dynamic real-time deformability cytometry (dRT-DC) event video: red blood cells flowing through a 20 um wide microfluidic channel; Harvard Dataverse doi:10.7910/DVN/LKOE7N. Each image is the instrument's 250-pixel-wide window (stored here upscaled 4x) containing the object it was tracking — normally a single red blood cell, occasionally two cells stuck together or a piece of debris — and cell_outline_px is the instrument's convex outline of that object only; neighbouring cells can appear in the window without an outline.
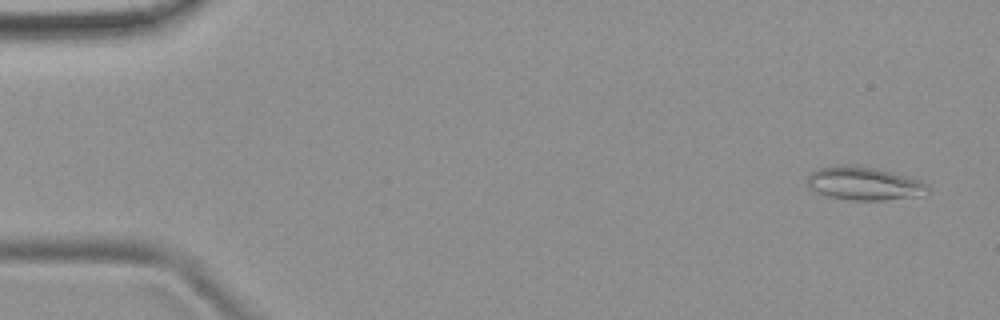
{"species": "common noctule bat (a hibernating species)", "species_latin": "Nyctalus noctula", "temperature_condition": "room temperature", "stored_images_in_passage": 51, "camera_frame_rate_fps": 3000, "um_per_image_px": 0.085, "animal": {"sex": "female", "body_mass_g": 19.9}, "frame": {"image": 1, "passage_image": 2, "time_ms": 0.333, "image_size_px": [1000, 320], "cell_outline_px": [[932, 192], [924, 196], [884, 200], [852, 200], [828, 196], [816, 192], [808, 188], [808, 176], [812, 172], [820, 168], [840, 164], [856, 164], [876, 168], [892, 172], [920, 180]], "centroid_in_image_um": [73.47, 15.59], "position_along_channel_um": 11.5, "area_um2": 23.64}}
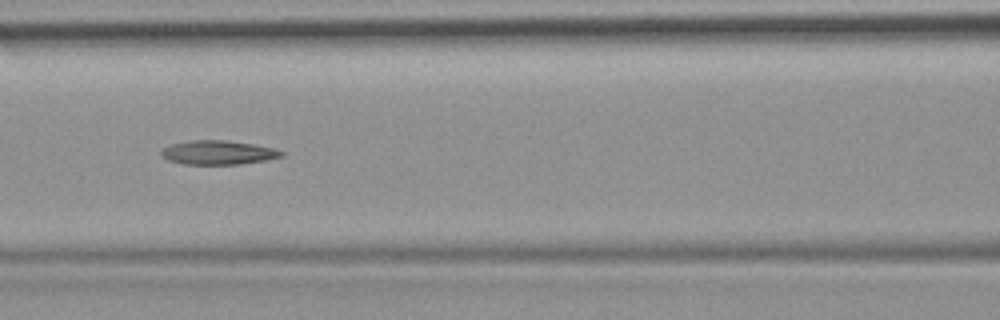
{"frame": {"image": 2, "passage_image": 22, "time_ms": 7.0, "image_size_px": [1000, 320], "cell_outline_px": [[284, 156], [264, 160], [240, 164], [184, 164], [168, 160], [160, 156], [160, 152], [164, 148], [172, 144], [192, 140], [224, 140], [252, 144], [276, 148], [284, 152]], "centroid_in_image_um": [18.54, 12.96], "position_along_channel_um": 148.1, "area_um2": 16.76}}
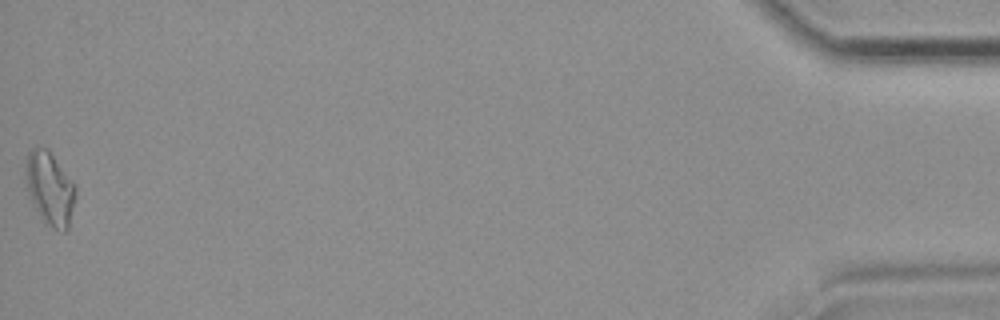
{"frame": {"image": 3, "passage_image": 51, "time_ms": 16.667, "image_size_px": [1000, 320], "cell_outline_px": [[76, 196], [68, 228], [64, 232], [44, 224], [32, 204], [28, 192], [24, 176], [24, 168], [28, 152], [36, 148], [48, 148], [76, 184]], "centroid_in_image_um": [4.23, 16.02], "position_along_channel_um": 431.0, "area_um2": 21.73}}